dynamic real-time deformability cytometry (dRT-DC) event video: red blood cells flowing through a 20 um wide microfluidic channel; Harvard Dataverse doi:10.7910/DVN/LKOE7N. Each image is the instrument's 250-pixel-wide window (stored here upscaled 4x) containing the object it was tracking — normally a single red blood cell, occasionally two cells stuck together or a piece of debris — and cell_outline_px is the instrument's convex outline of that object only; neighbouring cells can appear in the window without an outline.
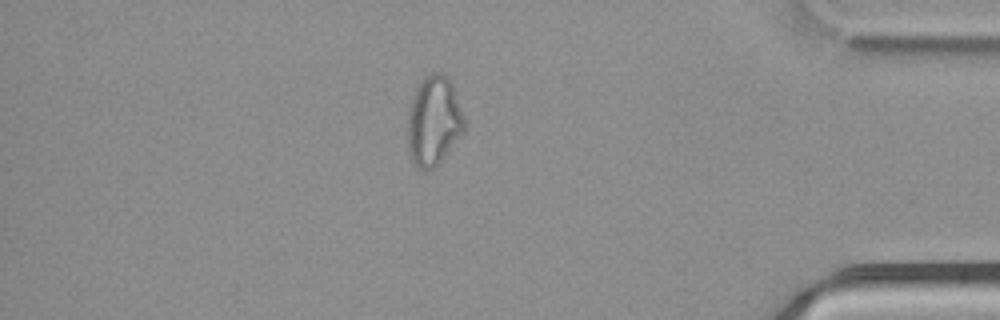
{"species": "common noctule bat (a hibernating species)", "species_latin": "Nyctalus noctula", "temperature_condition": "cold", "stored_images_in_passage": 50, "camera_frame_rate_fps": 3000, "um_per_image_px": 0.085, "animal": {"sex": "male", "body_mass_g": 21.5, "forearm_length_mm": 52.0}, "frame": {"image": 1, "passage_image": 43, "time_ms": 14.0, "image_size_px": [1000, 320], "cell_outline_px": [[464, 132], [440, 160], [432, 168], [424, 172], [408, 156], [408, 112], [412, 96], [420, 80], [428, 72], [444, 72], [452, 80], [464, 116]], "centroid_in_image_um": [36.86, 10.2], "position_along_channel_um": 398.3, "area_um2": 29.88}}